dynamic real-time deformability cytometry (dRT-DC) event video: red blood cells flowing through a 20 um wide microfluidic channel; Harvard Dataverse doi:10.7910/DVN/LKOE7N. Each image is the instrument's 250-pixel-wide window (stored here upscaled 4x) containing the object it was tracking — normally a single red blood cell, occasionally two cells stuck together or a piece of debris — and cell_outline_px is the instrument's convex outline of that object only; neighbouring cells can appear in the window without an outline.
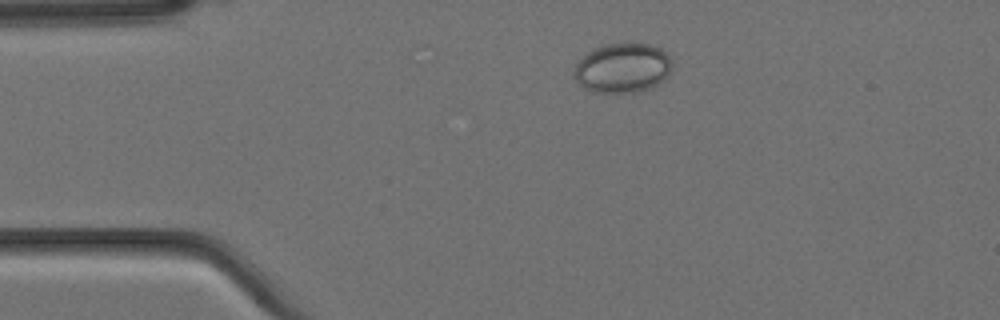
{"species": "Egyptian fruit bat (a non-hibernating species)", "species_latin": "Rousettus aegyptiacus", "temperature_condition": "cold", "stored_images_in_passage": 8, "camera_frame_rate_fps": 3000, "um_per_image_px": 0.085, "animal": {"sex": "female"}, "frame": {"image": 1, "passage_image": 3, "time_ms": 0.667, "image_size_px": [1000, 320], "cell_outline_px": [[672, 68], [668, 76], [660, 84], [652, 88], [636, 92], [592, 92], [584, 88], [572, 76], [572, 72], [576, 64], [592, 48], [604, 44], [652, 44], [660, 48], [672, 60]], "centroid_in_image_um": [52.92, 5.79], "position_along_channel_um": 32.1, "area_um2": 28.61}}
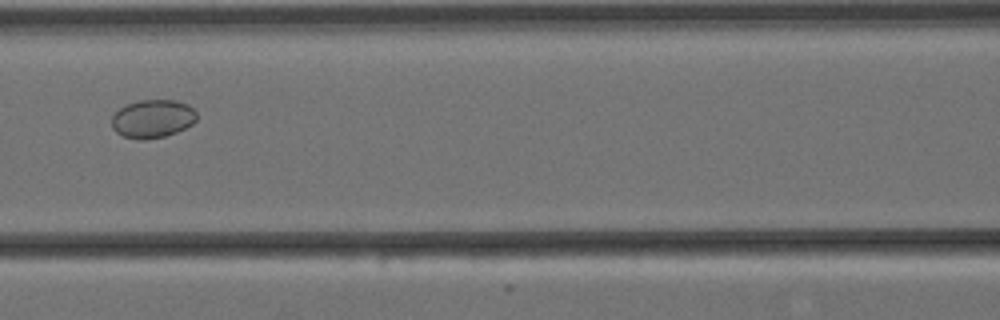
{"frame": {"image": 2, "passage_image": 7, "time_ms": 2.0, "image_size_px": [1000, 320], "cell_outline_px": [[196, 120], [192, 124], [176, 132], [164, 136], [144, 140], [140, 140], [124, 136], [116, 132], [112, 128], [112, 116], [120, 108], [136, 100], [176, 100], [188, 104], [196, 112]], "centroid_in_image_um": [12.97, 10.09], "position_along_channel_um": 153.6, "area_um2": 18.9}}
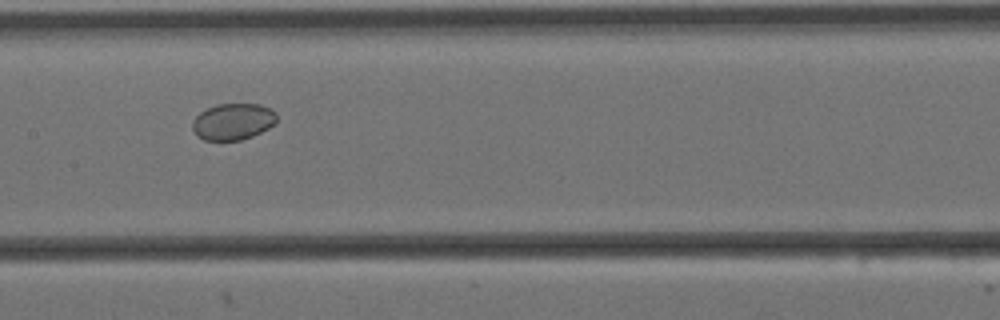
{"frame": {"image": 3, "passage_image": 8, "time_ms": 2.333, "image_size_px": [1000, 320], "cell_outline_px": [[276, 124], [252, 136], [240, 140], [204, 140], [196, 136], [192, 128], [192, 120], [200, 112], [216, 104], [260, 104], [276, 112]], "centroid_in_image_um": [19.78, 10.34], "position_along_channel_um": 187.6, "area_um2": 17.98}}